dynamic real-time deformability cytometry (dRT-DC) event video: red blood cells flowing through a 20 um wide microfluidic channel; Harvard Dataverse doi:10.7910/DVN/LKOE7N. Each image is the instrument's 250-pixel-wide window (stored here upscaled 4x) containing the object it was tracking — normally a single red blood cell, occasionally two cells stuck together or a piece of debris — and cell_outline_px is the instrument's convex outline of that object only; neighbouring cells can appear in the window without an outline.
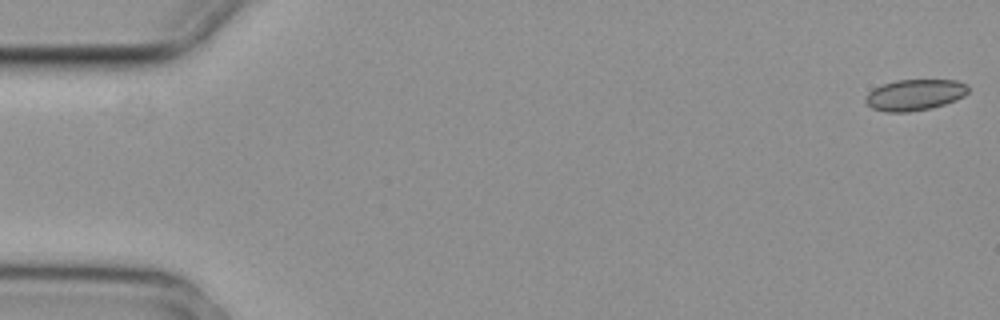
{"species": "common noctule bat (a hibernating species)", "species_latin": "Nyctalus noctula", "temperature_condition": "cold", "stored_images_in_passage": 6, "camera_frame_rate_fps": 3000, "um_per_image_px": 0.085, "animal": {"sex": "female", "body_mass_g": 29.2, "forearm_length_mm": 56.3}, "frame": {"image": 1, "passage_image": 1, "time_ms": 0.0, "image_size_px": [1000, 320], "cell_outline_px": [[968, 92], [964, 96], [956, 100], [932, 108], [908, 112], [888, 112], [872, 108], [864, 100], [868, 92], [872, 88], [896, 80], [956, 80], [968, 84]], "centroid_in_image_um": [77.76, 8.06], "position_along_channel_um": 7.2, "area_um2": 18.67}}
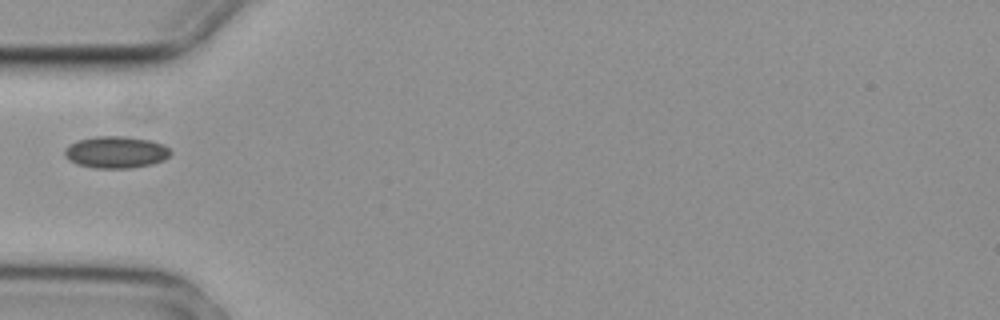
{"frame": {"image": 2, "passage_image": 5, "time_ms": 1.333, "image_size_px": [1000, 320], "cell_outline_px": [[172, 152], [164, 160], [152, 164], [132, 168], [92, 168], [76, 164], [68, 160], [64, 156], [64, 148], [68, 144], [80, 140], [96, 136], [124, 136], [152, 140], [164, 144]], "centroid_in_image_um": [9.84, 12.94], "position_along_channel_um": 75.2, "area_um2": 19.94}}
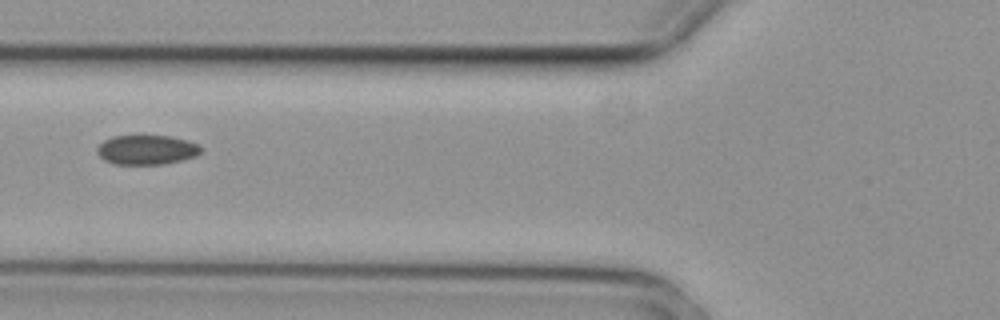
{"frame": {"image": 3, "passage_image": 6, "time_ms": 1.667, "image_size_px": [1000, 320], "cell_outline_px": [[200, 152], [196, 156], [184, 160], [164, 164], [116, 164], [104, 160], [96, 152], [96, 148], [104, 140], [112, 136], [168, 136], [188, 140], [200, 144]], "centroid_in_image_um": [12.47, 12.73], "position_along_channel_um": 113.3, "area_um2": 17.92}}